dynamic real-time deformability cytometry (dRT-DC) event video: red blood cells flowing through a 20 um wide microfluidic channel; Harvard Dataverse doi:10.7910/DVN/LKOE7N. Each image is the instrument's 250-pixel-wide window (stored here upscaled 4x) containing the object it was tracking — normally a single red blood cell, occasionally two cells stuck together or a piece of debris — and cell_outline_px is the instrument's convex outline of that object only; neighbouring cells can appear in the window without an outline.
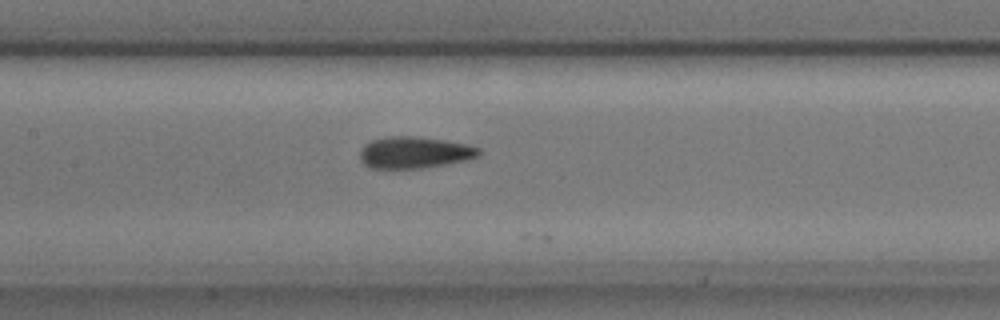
{"species": "common noctule bat (a hibernating species)", "species_latin": "Nyctalus noctula", "temperature_condition": "cold", "stored_images_in_passage": 22, "camera_frame_rate_fps": 3000, "um_per_image_px": 0.085, "animal": {"sex": "male", "body_mass_g": 17.9, "forearm_length_mm": 54.2}, "frame": {"image": 1, "passage_image": 11, "time_ms": 3.333, "image_size_px": [1000, 320], "cell_outline_px": [[480, 156], [464, 160], [444, 164], [420, 168], [368, 168], [360, 160], [360, 152], [364, 144], [372, 140], [388, 136], [416, 136], [444, 140], [468, 144], [480, 148]], "centroid_in_image_um": [35.21, 12.95], "position_along_channel_um": 172.2, "area_um2": 21.91}}
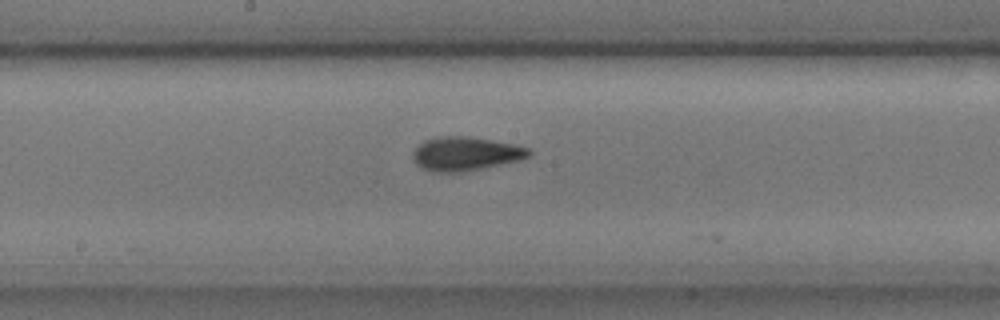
{"frame": {"image": 2, "passage_image": 14, "time_ms": 4.333, "image_size_px": [1000, 320], "cell_outline_px": [[532, 156], [524, 160], [480, 168], [456, 172], [436, 172], [420, 168], [416, 164], [412, 156], [412, 152], [424, 140], [436, 136], [468, 136], [492, 140], [512, 144], [528, 148], [532, 152]], "centroid_in_image_um": [39.58, 13.06], "position_along_channel_um": 208.6, "area_um2": 22.95}}
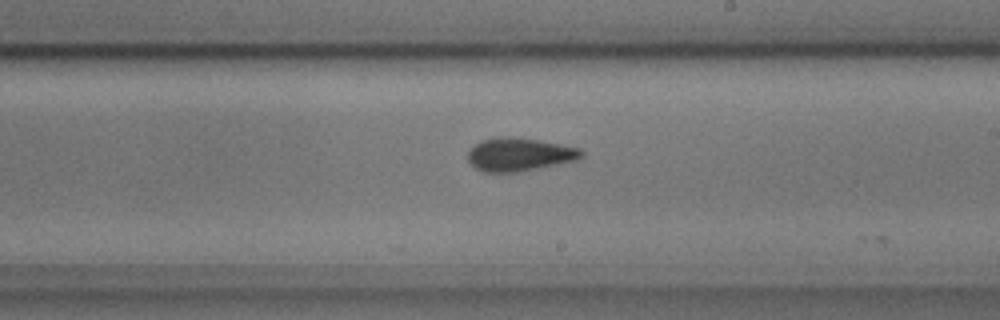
{"frame": {"image": 3, "passage_image": 17, "time_ms": 5.333, "image_size_px": [1000, 320], "cell_outline_px": [[584, 156], [576, 160], [516, 172], [484, 172], [476, 168], [468, 160], [468, 152], [480, 140], [500, 136], [508, 136], [540, 140], [580, 148], [584, 152]], "centroid_in_image_um": [44.15, 13.11], "position_along_channel_um": 244.9, "area_um2": 21.85}}